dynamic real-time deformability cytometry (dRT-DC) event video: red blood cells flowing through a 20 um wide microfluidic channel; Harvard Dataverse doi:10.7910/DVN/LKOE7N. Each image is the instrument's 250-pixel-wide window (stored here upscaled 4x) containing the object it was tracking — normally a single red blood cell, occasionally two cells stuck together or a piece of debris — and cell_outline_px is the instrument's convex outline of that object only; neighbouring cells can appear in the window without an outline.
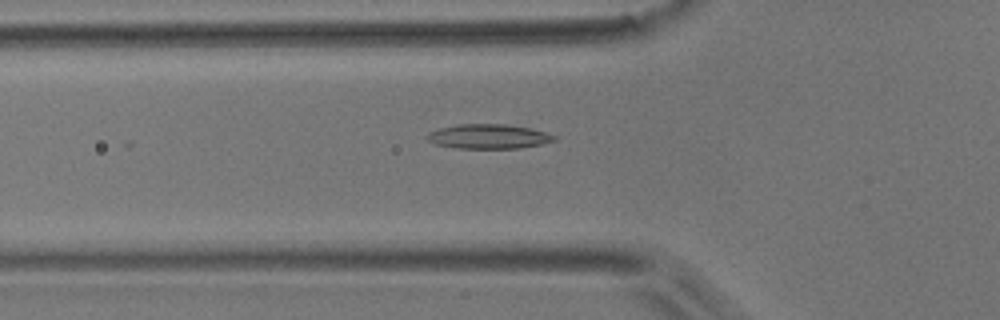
{"species": "common noctule bat (a hibernating species)", "species_latin": "Nyctalus noctula", "temperature_condition": "room temperature", "stored_images_in_passage": 24, "camera_frame_rate_fps": 3000, "um_per_image_px": 0.085, "animal": {"sex": "male", "body_mass_g": 17.9}, "frame": {"image": 1, "passage_image": 17, "time_ms": 5.333, "image_size_px": [1000, 320], "cell_outline_px": [[556, 140], [540, 144], [520, 148], [456, 148], [432, 144], [424, 136], [428, 132], [440, 128], [456, 124], [508, 124], [532, 128], [556, 136]], "centroid_in_image_um": [41.47, 11.59], "position_along_channel_um": 84.3, "area_um2": 18.32}}
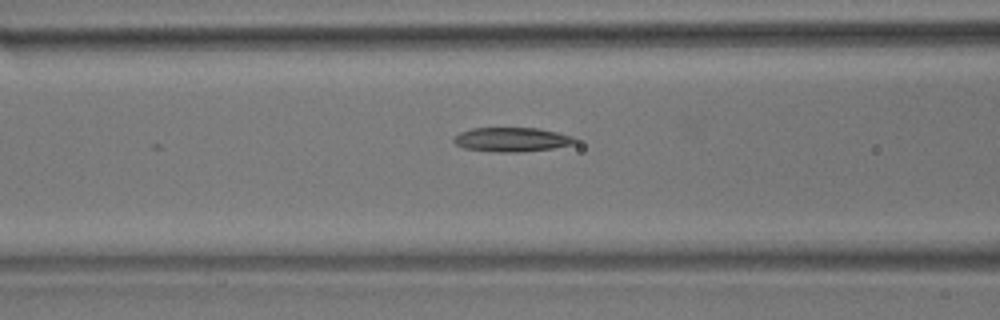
{"frame": {"image": 2, "passage_image": 20, "time_ms": 6.333, "image_size_px": [1000, 320], "cell_outline_px": [[576, 144], [552, 148], [520, 152], [496, 152], [464, 148], [456, 144], [452, 140], [460, 132], [472, 128], [540, 128], [572, 136], [576, 140]], "centroid_in_image_um": [43.51, 11.86], "position_along_channel_um": 123.1, "area_um2": 17.05}}